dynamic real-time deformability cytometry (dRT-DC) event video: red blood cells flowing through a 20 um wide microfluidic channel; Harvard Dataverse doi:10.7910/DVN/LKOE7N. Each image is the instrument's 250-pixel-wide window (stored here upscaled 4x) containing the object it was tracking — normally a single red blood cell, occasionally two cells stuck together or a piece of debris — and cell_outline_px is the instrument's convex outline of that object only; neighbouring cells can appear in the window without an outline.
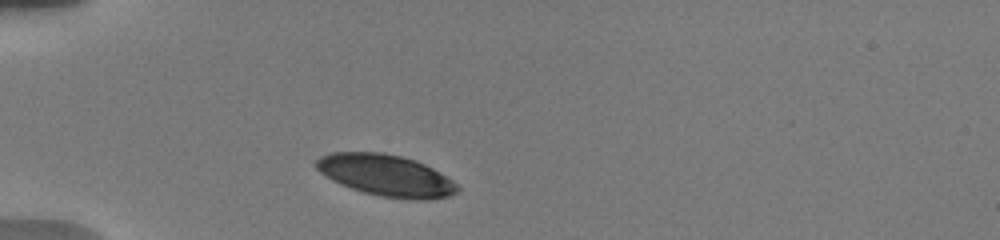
{"species": "human", "species_latin": "Homo sapiens", "temperature_condition": "warm", "stored_images_in_passage": 38, "camera_frame_rate_fps": 3000, "um_per_image_px": 0.085, "donor": {"sex": "male"}, "frame": {"image": 1, "passage_image": 1, "time_ms": 0.0, "image_size_px": [1000, 240], "cell_outline_px": [[460, 188], [456, 192], [448, 196], [428, 200], [420, 200], [380, 196], [364, 192], [340, 184], [332, 180], [320, 172], [316, 168], [316, 160], [320, 156], [332, 152], [384, 152], [416, 160], [432, 168], [452, 180]], "centroid_in_image_um": [32.8, 14.9], "position_along_channel_um": 52.2, "area_um2": 33.99}}
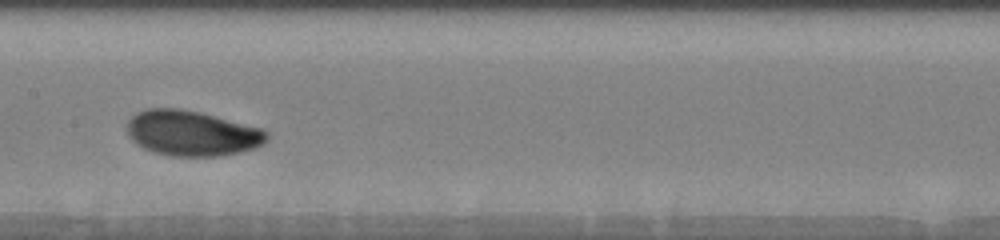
{"frame": {"image": 2, "passage_image": 15, "time_ms": 4.333, "image_size_px": [1000, 240], "cell_outline_px": [[268, 140], [264, 144], [256, 148], [220, 156], [172, 156], [156, 152], [144, 148], [136, 144], [128, 136], [128, 120], [136, 112], [144, 108], [180, 108], [200, 112], [264, 128], [268, 132]], "centroid_in_image_um": [16.34, 11.31], "position_along_channel_um": 191.1, "area_um2": 37.22}}
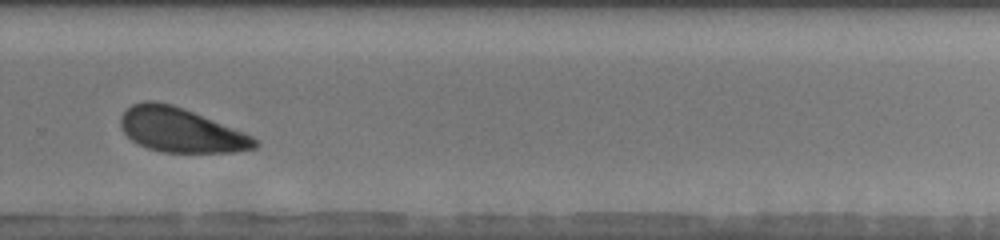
{"frame": {"image": 3, "passage_image": 24, "time_ms": 7.667, "image_size_px": [1000, 240], "cell_outline_px": [[260, 144], [256, 148], [236, 152], [160, 152], [148, 148], [132, 140], [124, 132], [120, 124], [120, 116], [132, 104], [144, 100], [152, 100], [172, 104], [184, 108], [244, 132], [260, 140]], "centroid_in_image_um": [15.39, 11.05], "position_along_channel_um": 314.4, "area_um2": 34.74}, "authors_computed_cell_mechanics": {"area_um2": 35.8938, "velocity_mm_per_s": 3.7174, "shape_relaxation_time_tau1_ms": 1.8691, "shape_relaxation_time_tau2_ms": null, "deformation_change_tau1": 0.1204, "deformation_change_tau2": null}}